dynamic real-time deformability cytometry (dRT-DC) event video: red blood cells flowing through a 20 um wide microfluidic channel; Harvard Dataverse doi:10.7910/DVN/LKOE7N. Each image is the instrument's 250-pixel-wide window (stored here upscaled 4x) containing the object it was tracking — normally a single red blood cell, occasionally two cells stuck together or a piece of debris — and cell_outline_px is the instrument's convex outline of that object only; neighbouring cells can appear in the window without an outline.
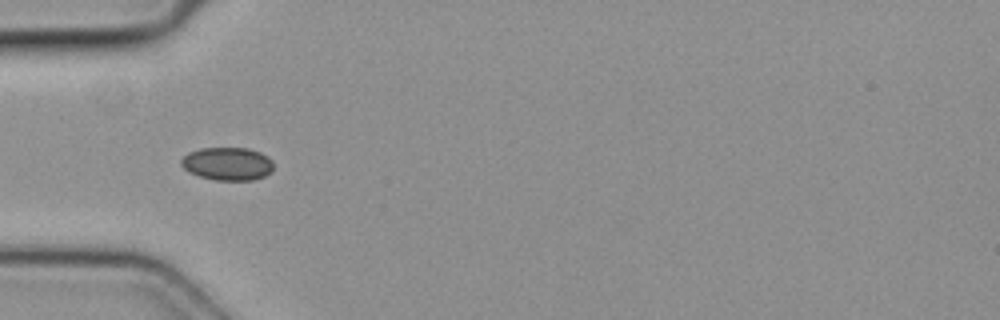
{"species": "common noctule bat (a hibernating species)", "species_latin": "Nyctalus noctula", "temperature_condition": "cold", "stored_images_in_passage": 2, "camera_frame_rate_fps": 3000, "um_per_image_px": 0.085, "animal": {"sex": "female", "body_mass_g": 19.3, "forearm_length_mm": 54.1}, "frame": {"image": 1, "passage_image": 1, "time_ms": 0.0, "image_size_px": [1000, 320], "cell_outline_px": [[272, 172], [264, 176], [252, 180], [216, 180], [200, 176], [188, 172], [180, 164], [180, 160], [188, 152], [200, 148], [248, 148], [260, 152], [268, 156], [272, 160]], "centroid_in_image_um": [19.33, 13.91], "position_along_channel_um": 65.7, "area_um2": 17.86}}
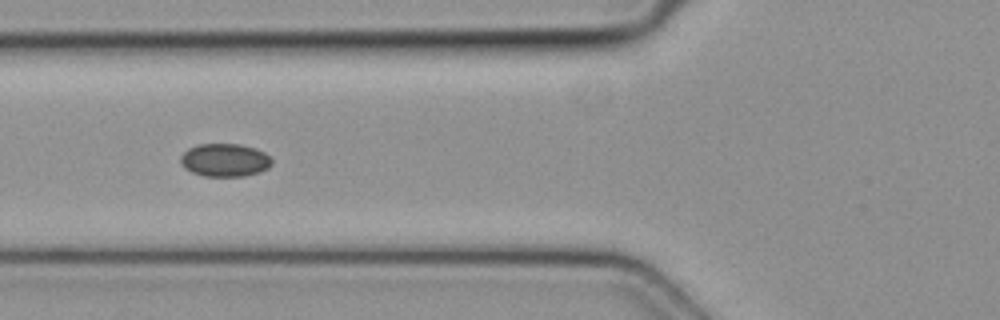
{"frame": {"image": 2, "passage_image": 2, "time_ms": 0.333, "image_size_px": [1000, 320], "cell_outline_px": [[272, 164], [268, 168], [260, 172], [244, 176], [204, 176], [192, 172], [184, 168], [180, 164], [180, 156], [188, 148], [200, 144], [240, 144], [256, 148], [264, 152], [272, 160]], "centroid_in_image_um": [19.1, 13.61], "position_along_channel_um": 106.7, "area_um2": 17.69}}